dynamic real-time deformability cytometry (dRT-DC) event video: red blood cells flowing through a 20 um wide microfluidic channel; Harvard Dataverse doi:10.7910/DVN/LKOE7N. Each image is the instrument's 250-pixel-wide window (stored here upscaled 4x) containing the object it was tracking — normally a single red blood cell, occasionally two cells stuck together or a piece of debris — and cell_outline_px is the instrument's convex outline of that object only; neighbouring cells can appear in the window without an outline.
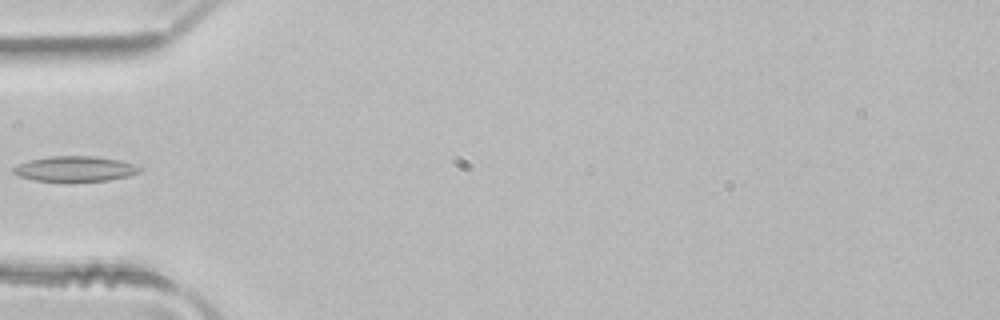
{"species": "common noctule bat (a hibernating species)", "species_latin": "Nyctalus noctula", "temperature_condition": "room temperature", "stored_images_in_passage": 5, "camera_frame_rate_fps": 3000, "um_per_image_px": 0.085, "animal": {"sex": "male", "body_mass_g": 21.5, "forearm_length_mm": 52.0}, "frame": {"image": 1, "passage_image": 5, "time_ms": 1.333, "image_size_px": [1000, 320], "cell_outline_px": [[144, 168], [140, 172], [128, 176], [108, 180], [32, 180], [20, 176], [12, 172], [12, 168], [28, 160], [48, 156], [96, 156], [120, 160], [136, 164]], "centroid_in_image_um": [6.42, 14.32], "position_along_channel_um": 78.6, "area_um2": 18.44}}